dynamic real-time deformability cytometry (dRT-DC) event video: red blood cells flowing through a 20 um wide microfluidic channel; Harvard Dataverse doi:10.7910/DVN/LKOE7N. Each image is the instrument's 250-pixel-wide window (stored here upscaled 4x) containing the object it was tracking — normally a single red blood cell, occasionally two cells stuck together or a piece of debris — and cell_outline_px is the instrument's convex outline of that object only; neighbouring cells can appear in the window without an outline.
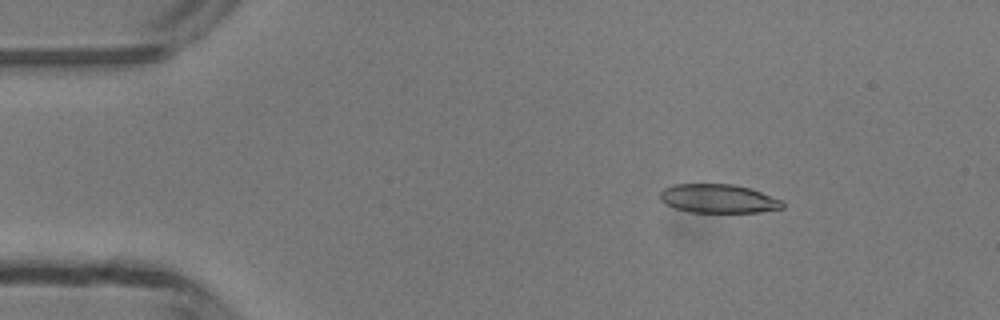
{"species": "common noctule bat (a hibernating species)", "species_latin": "Nyctalus noctula", "temperature_condition": "room temperature", "stored_images_in_passage": 42, "camera_frame_rate_fps": 3000, "um_per_image_px": 0.085, "animal": {"sex": "male", "body_mass_g": 13.3}, "frame": {"image": 1, "passage_image": 1, "time_ms": 0.0, "image_size_px": [1000, 320], "cell_outline_px": [[784, 208], [756, 212], [688, 212], [664, 204], [660, 200], [660, 192], [664, 188], [672, 184], [732, 184], [748, 188], [760, 192], [780, 200], [784, 204]], "centroid_in_image_um": [60.99, 16.88], "position_along_channel_um": 24.0, "area_um2": 20.4}}
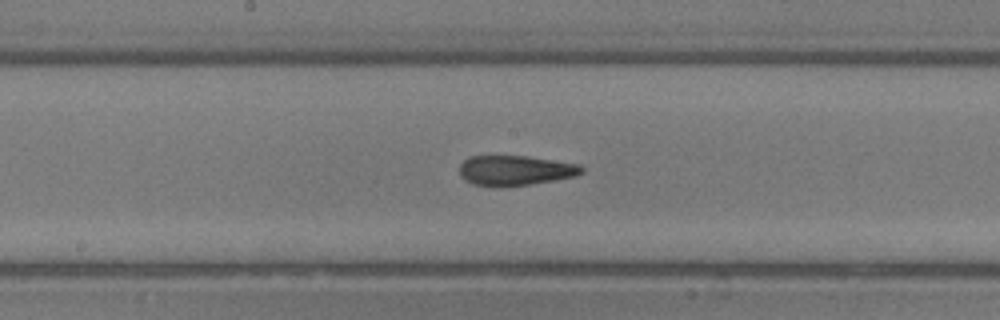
{"frame": {"image": 2, "passage_image": 19, "time_ms": 6.0, "image_size_px": [1000, 320], "cell_outline_px": [[584, 172], [576, 176], [556, 180], [504, 188], [500, 188], [472, 184], [464, 180], [460, 176], [460, 164], [468, 156], [528, 156], [580, 164], [584, 168]], "centroid_in_image_um": [43.79, 14.5], "position_along_channel_um": 204.4, "area_um2": 21.85}}
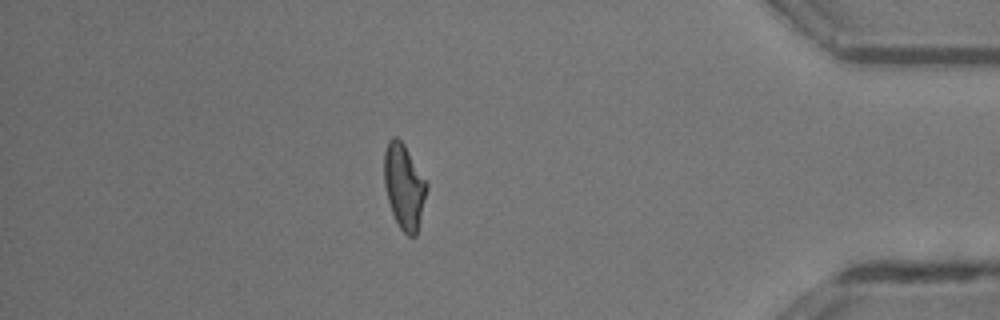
{"frame": {"image": 3, "passage_image": 36, "time_ms": 11.667, "image_size_px": [1000, 320], "cell_outline_px": [[428, 188], [416, 236], [408, 236], [400, 228], [392, 212], [388, 200], [384, 184], [384, 152], [388, 140], [392, 136], [396, 136], [404, 144], [428, 184]], "centroid_in_image_um": [34.34, 15.83], "position_along_channel_um": 400.9, "area_um2": 20.98}, "authors_computed_cell_mechanics": {"area_um2": 21.5883, "velocity_mm_per_s": 4.2224, "shape_relaxation_time_tau1_ms": 5.3407, "shape_relaxation_time_tau2_ms": 1.745, "deformation_change_tau1": 0.2126, "deformation_change_tau2": 0.1122}}